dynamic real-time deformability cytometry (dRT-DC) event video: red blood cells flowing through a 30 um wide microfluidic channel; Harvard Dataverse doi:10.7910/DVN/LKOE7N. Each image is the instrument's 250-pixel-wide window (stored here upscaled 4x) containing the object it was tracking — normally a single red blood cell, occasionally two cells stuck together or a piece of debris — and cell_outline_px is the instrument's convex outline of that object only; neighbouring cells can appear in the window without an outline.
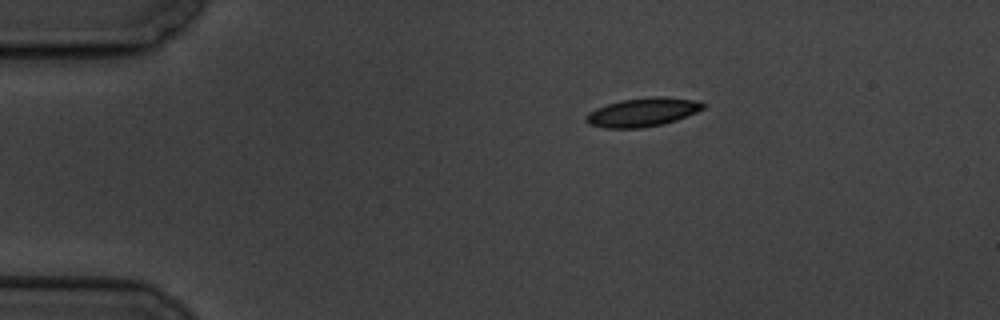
{"species": "common noctule bat (a hibernating species)", "species_latin": "Nyctalus noctula", "temperature_condition": "cold", "stored_images_in_passage": 9, "camera_frame_rate_fps": 3000, "um_per_image_px": 0.085, "animal": {"sex": "male", "body_mass_g": 19.5, "forearm_length_mm": 54.6}, "frame": {"image": 1, "passage_image": 1, "time_ms": 0.0, "image_size_px": [1000, 320], "cell_outline_px": [[708, 104], [704, 108], [696, 112], [676, 120], [660, 124], [640, 128], [604, 128], [588, 124], [584, 120], [584, 116], [588, 112], [596, 108], [620, 100], [652, 96], [664, 96], [692, 100]], "centroid_in_image_um": [54.58, 9.53], "position_along_channel_um": 30.4, "area_um2": 19.59}}
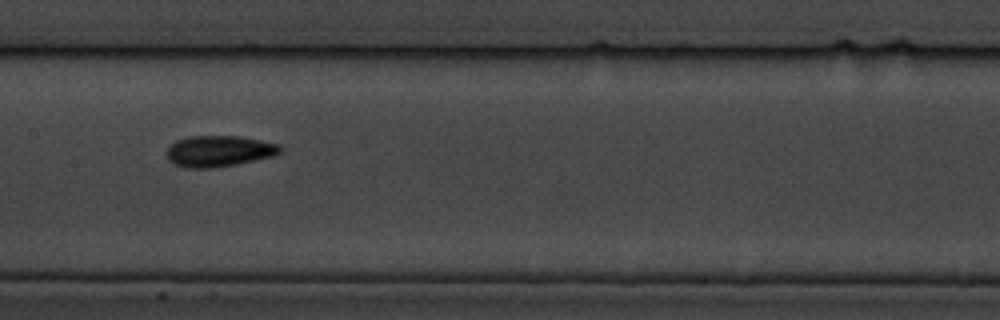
{"frame": {"image": 2, "passage_image": 6, "time_ms": 6.333, "image_size_px": [1000, 320], "cell_outline_px": [[280, 152], [272, 156], [236, 164], [212, 168], [188, 168], [176, 164], [168, 160], [164, 152], [176, 140], [188, 136], [240, 136], [280, 144]], "centroid_in_image_um": [18.57, 12.84], "position_along_channel_um": 188.8, "area_um2": 20.52}}
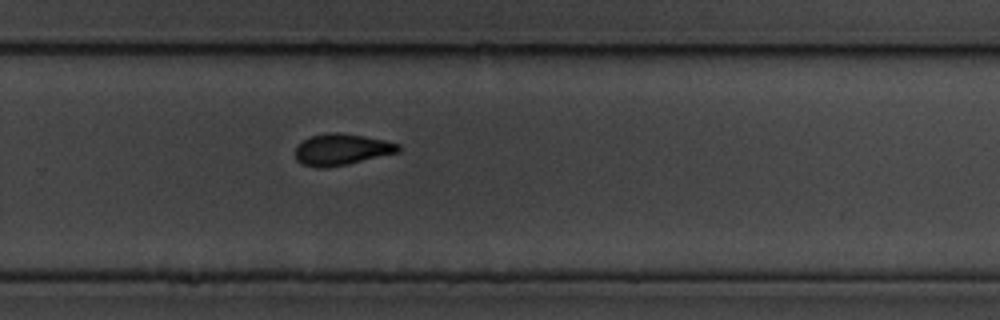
{"frame": {"image": 3, "passage_image": 9, "time_ms": 9.667, "image_size_px": [1000, 320], "cell_outline_px": [[400, 152], [348, 164], [324, 168], [316, 168], [300, 164], [296, 160], [296, 148], [304, 140], [312, 136], [328, 132], [340, 132], [364, 136], [384, 140], [400, 144]], "centroid_in_image_um": [29.05, 12.71], "position_along_channel_um": 300.8, "area_um2": 18.9}}